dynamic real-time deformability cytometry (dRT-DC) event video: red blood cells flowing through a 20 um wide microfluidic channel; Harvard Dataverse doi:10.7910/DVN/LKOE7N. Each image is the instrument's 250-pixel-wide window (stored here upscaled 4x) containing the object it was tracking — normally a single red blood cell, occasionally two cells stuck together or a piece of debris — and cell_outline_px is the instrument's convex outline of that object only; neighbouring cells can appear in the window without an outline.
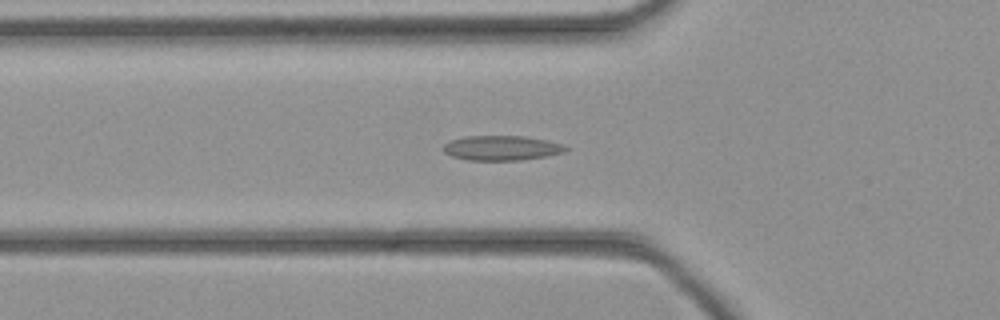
{"species": "common noctule bat (a hibernating species)", "species_latin": "Nyctalus noctula", "temperature_condition": "cold", "stored_images_in_passage": 44, "camera_frame_rate_fps": 3000, "um_per_image_px": 0.085, "animal": {"sex": "female", "body_mass_g": 21.9}, "frame": {"image": 1, "passage_image": 15, "time_ms": 4.667, "image_size_px": [1000, 320], "cell_outline_px": [[572, 148], [564, 152], [544, 156], [520, 160], [468, 160], [452, 156], [444, 152], [444, 144], [452, 140], [464, 136], [524, 136], [548, 140], [564, 144]], "centroid_in_image_um": [42.69, 12.57], "position_along_channel_um": 83.1, "area_um2": 17.69}}
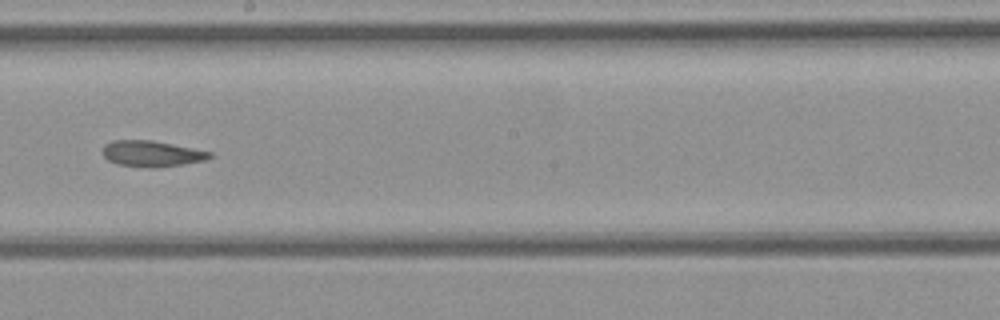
{"frame": {"image": 2, "passage_image": 25, "time_ms": 8.0, "image_size_px": [1000, 320], "cell_outline_px": [[212, 156], [204, 160], [184, 164], [152, 168], [148, 168], [116, 164], [108, 160], [104, 156], [104, 144], [112, 140], [152, 140], [212, 152]], "centroid_in_image_um": [12.88, 13.06], "position_along_channel_um": 235.3, "area_um2": 16.13}}
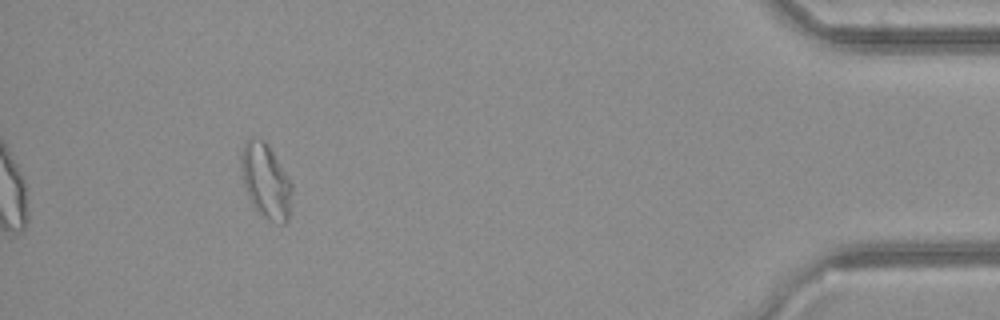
{"frame": {"image": 3, "passage_image": 41, "time_ms": 13.333, "image_size_px": [1000, 320], "cell_outline_px": [[292, 192], [288, 220], [284, 224], [280, 224], [268, 220], [252, 204], [248, 196], [244, 184], [240, 168], [240, 160], [244, 144], [248, 140], [264, 140], [268, 144], [292, 184]], "centroid_in_image_um": [22.6, 15.42], "position_along_channel_um": 412.6, "area_um2": 21.73}}